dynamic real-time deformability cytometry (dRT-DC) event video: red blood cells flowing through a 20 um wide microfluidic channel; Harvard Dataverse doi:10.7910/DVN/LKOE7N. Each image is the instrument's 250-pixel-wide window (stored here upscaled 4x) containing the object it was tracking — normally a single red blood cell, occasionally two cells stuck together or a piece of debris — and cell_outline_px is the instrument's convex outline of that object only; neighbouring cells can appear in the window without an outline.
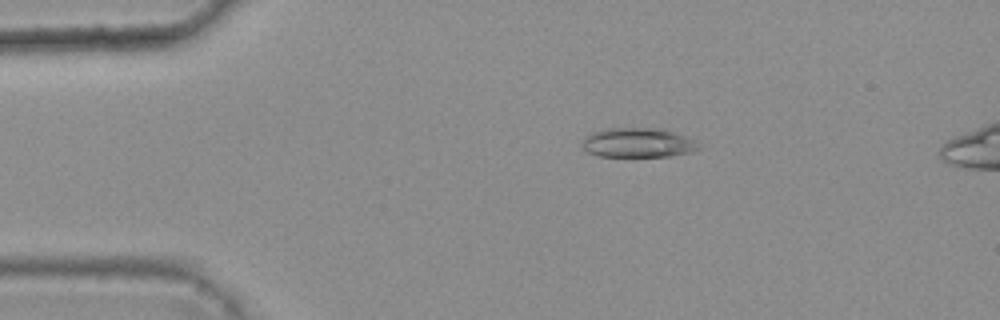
{"species": "common noctule bat (a hibernating species)", "species_latin": "Nyctalus noctula", "temperature_condition": "warm", "stored_images_in_passage": 6, "camera_frame_rate_fps": 3000, "um_per_image_px": 0.085, "animal": {"sex": "female", "body_mass_g": 25.1}, "frame": {"image": 1, "passage_image": 2, "time_ms": 0.333, "image_size_px": [1000, 320], "cell_outline_px": [[700, 148], [692, 152], [672, 156], [596, 156], [588, 152], [584, 148], [580, 140], [584, 136], [592, 132], [604, 128], [664, 128], [696, 140]], "centroid_in_image_um": [54.21, 12.12], "position_along_channel_um": 30.8, "area_um2": 20.35}}
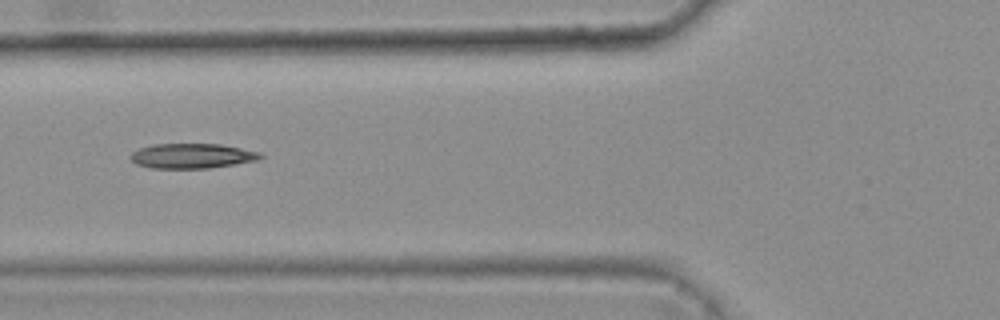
{"frame": {"image": 2, "passage_image": 5, "time_ms": 1.333, "image_size_px": [1000, 320], "cell_outline_px": [[264, 156], [256, 160], [208, 168], [152, 168], [136, 164], [128, 156], [132, 152], [140, 148], [156, 144], [220, 144], [260, 152]], "centroid_in_image_um": [16.29, 13.25], "position_along_channel_um": 109.5, "area_um2": 18.61}}
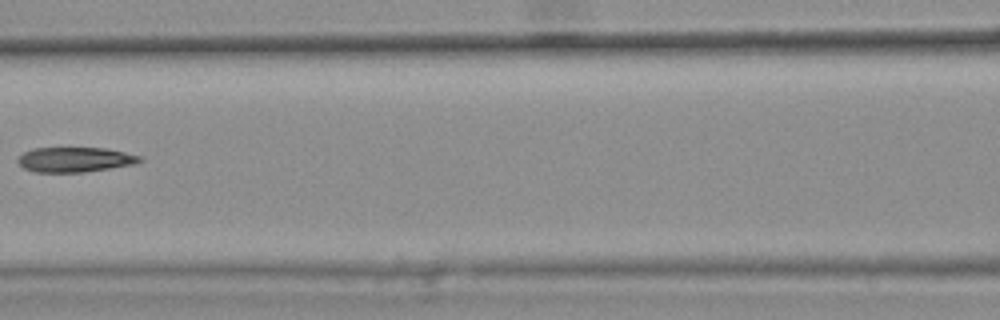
{"frame": {"image": 3, "passage_image": 6, "time_ms": 1.667, "image_size_px": [1000, 320], "cell_outline_px": [[144, 160], [136, 164], [84, 172], [36, 172], [24, 168], [16, 160], [24, 152], [32, 148], [104, 148], [144, 156]], "centroid_in_image_um": [6.42, 13.56], "position_along_channel_um": 160.2, "area_um2": 17.74}}